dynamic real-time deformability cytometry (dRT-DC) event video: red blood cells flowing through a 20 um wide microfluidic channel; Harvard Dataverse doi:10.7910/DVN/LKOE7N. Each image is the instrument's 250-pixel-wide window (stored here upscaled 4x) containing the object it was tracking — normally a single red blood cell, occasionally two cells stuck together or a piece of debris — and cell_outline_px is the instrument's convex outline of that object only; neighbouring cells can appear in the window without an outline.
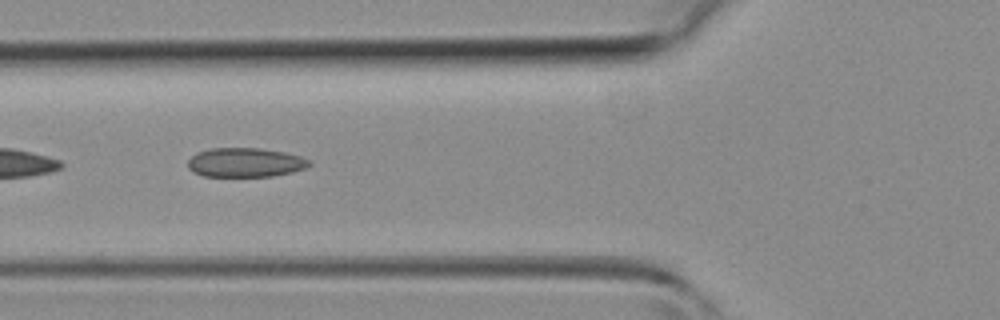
{"species": "common noctule bat (a hibernating species)", "species_latin": "Nyctalus noctula", "temperature_condition": "room temperature", "stored_images_in_passage": 30, "camera_frame_rate_fps": 3000, "um_per_image_px": 0.085, "animal": {"sex": "female", "body_mass_g": 19.3, "forearm_length_mm": 54.1}, "frame": {"image": 1, "passage_image": 14, "time_ms": 4.333, "image_size_px": [1000, 320], "cell_outline_px": [[312, 164], [304, 168], [292, 172], [272, 176], [204, 176], [192, 172], [188, 168], [188, 160], [196, 152], [212, 148], [260, 148], [284, 152], [300, 156], [312, 160]], "centroid_in_image_um": [20.85, 13.8], "position_along_channel_um": 105.0, "area_um2": 20.75}}
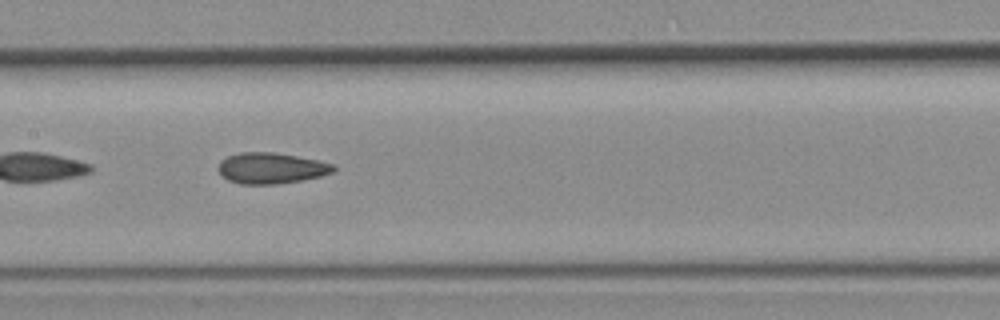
{"frame": {"image": 2, "passage_image": 19, "time_ms": 6.0, "image_size_px": [1000, 320], "cell_outline_px": [[336, 172], [320, 176], [300, 180], [276, 184], [240, 184], [228, 180], [220, 176], [220, 160], [228, 156], [240, 152], [272, 152], [296, 156], [336, 164]], "centroid_in_image_um": [23.07, 14.29], "position_along_channel_um": 184.3, "area_um2": 20.75}}
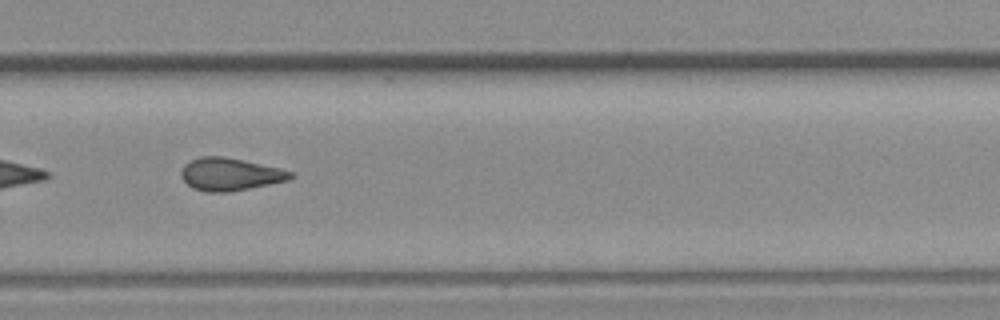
{"frame": {"image": 3, "passage_image": 27, "time_ms": 8.667, "image_size_px": [1000, 320], "cell_outline_px": [[292, 176], [288, 180], [228, 192], [208, 192], [192, 188], [180, 176], [180, 172], [184, 164], [200, 156], [224, 156], [244, 160], [280, 168], [292, 172]], "centroid_in_image_um": [19.51, 14.8], "position_along_channel_um": 310.3, "area_um2": 20.63}}